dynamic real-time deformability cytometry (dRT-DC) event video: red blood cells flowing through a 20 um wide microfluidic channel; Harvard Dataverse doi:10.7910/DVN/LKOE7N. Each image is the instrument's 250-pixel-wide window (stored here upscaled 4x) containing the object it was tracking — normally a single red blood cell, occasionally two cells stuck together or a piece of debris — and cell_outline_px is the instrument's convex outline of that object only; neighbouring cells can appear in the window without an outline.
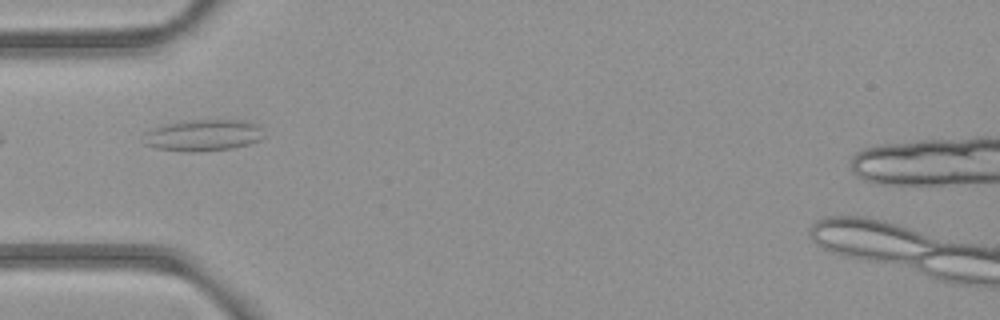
{"species": "common noctule bat (a hibernating species)", "species_latin": "Nyctalus noctula", "temperature_condition": "room temperature", "stored_images_in_passage": 8, "camera_frame_rate_fps": 3000, "um_per_image_px": 0.085, "animal": {"sex": "female", "body_mass_g": 21.9}, "frame": {"image": 1, "passage_image": 5, "time_ms": 4.667, "image_size_px": [1000, 320], "cell_outline_px": [[264, 136], [260, 140], [248, 144], [232, 148], [192, 152], [156, 148], [144, 144], [148, 132], [152, 128], [164, 124], [180, 120], [244, 120], [256, 124], [260, 128]], "centroid_in_image_um": [17.29, 11.48], "position_along_channel_um": 67.7, "area_um2": 21.91}}
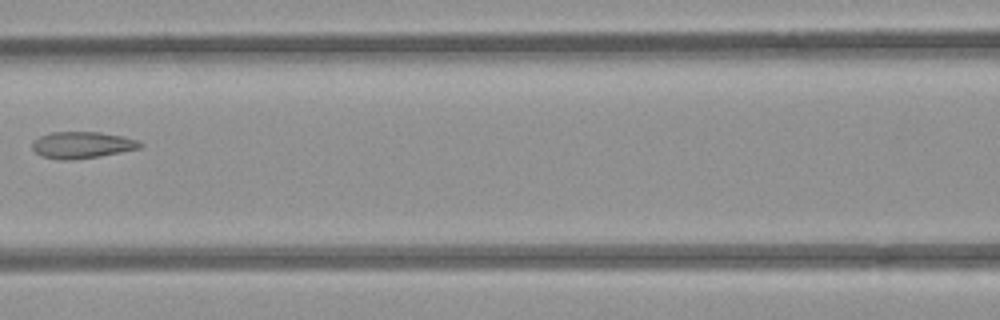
{"frame": {"image": 2, "passage_image": 7, "time_ms": 7.0, "image_size_px": [1000, 320], "cell_outline_px": [[144, 144], [140, 148], [100, 156], [72, 160], [60, 160], [40, 156], [32, 148], [32, 144], [40, 136], [52, 132], [100, 132], [124, 136], [140, 140]], "centroid_in_image_um": [7.01, 12.32], "position_along_channel_um": 159.6, "area_um2": 16.82}}
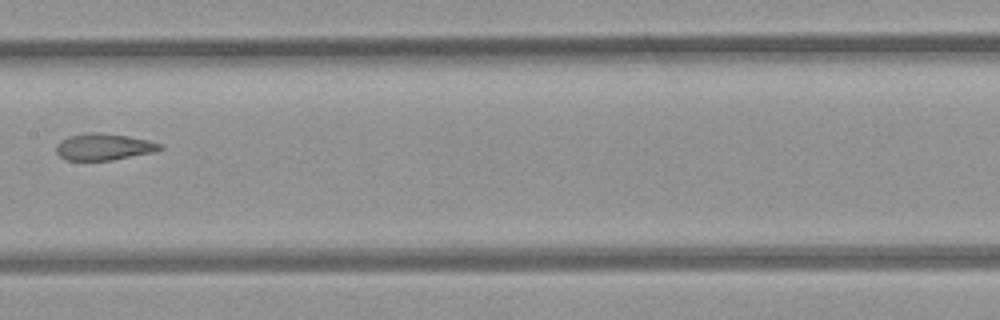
{"frame": {"image": 3, "passage_image": 8, "time_ms": 8.0, "image_size_px": [1000, 320], "cell_outline_px": [[164, 148], [152, 152], [112, 160], [64, 160], [56, 152], [56, 144], [60, 140], [68, 136], [92, 132], [100, 132], [128, 136], [148, 140], [164, 144]], "centroid_in_image_um": [8.81, 12.47], "position_along_channel_um": 198.6, "area_um2": 16.18}}